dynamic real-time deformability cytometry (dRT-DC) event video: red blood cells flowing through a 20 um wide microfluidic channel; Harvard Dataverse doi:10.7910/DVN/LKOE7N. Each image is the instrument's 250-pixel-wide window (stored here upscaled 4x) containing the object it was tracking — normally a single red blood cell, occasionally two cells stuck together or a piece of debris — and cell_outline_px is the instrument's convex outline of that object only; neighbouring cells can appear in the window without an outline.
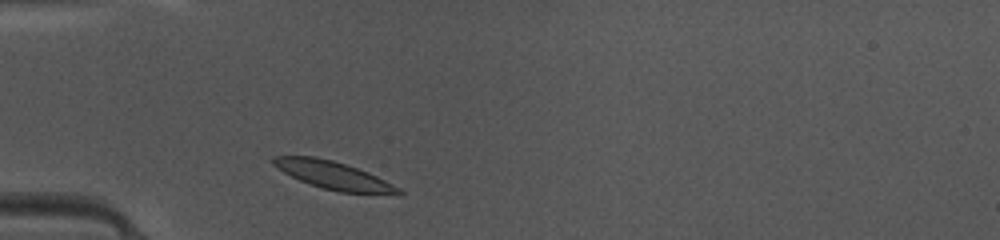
{"species": "common noctule bat (a hibernating species)", "species_latin": "Nyctalus noctula", "temperature_condition": "warm", "stored_images_in_passage": 35, "camera_frame_rate_fps": 3000, "um_per_image_px": 0.085, "animal": {"sex": "female", "body_mass_g": 10.0, "forearm_length_mm": 53.1}, "frame": {"image": 1, "passage_image": 1, "time_ms": 0.0, "image_size_px": [1000, 240], "cell_outline_px": [[404, 192], [340, 192], [324, 188], [300, 180], [284, 172], [272, 164], [272, 156], [316, 156], [332, 160], [368, 172], [400, 188]], "centroid_in_image_um": [28.23, 14.85], "position_along_channel_um": 56.8, "area_um2": 19.42}}
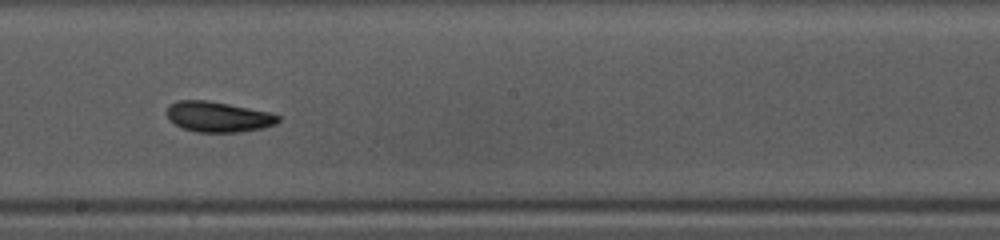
{"frame": {"image": 2, "passage_image": 14, "time_ms": 4.333, "image_size_px": [1000, 240], "cell_outline_px": [[280, 120], [276, 124], [264, 128], [240, 132], [196, 132], [180, 128], [168, 120], [168, 104], [176, 100], [208, 100], [272, 112], [280, 116]], "centroid_in_image_um": [18.55, 9.93], "position_along_channel_um": 229.7, "area_um2": 20.11}}
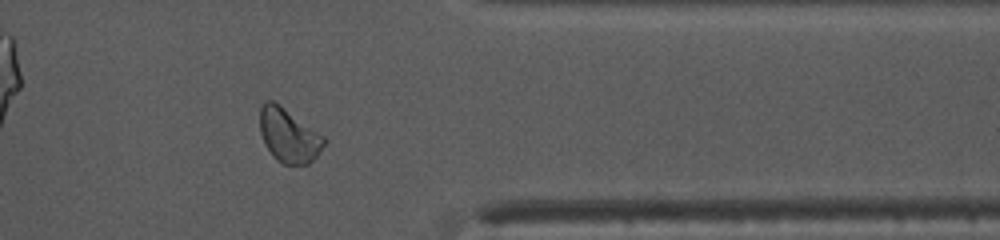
{"frame": {"image": 3, "passage_image": 26, "time_ms": 8.333, "image_size_px": [1000, 240], "cell_outline_px": [[328, 140], [320, 152], [308, 164], [284, 164], [276, 160], [272, 156], [264, 144], [260, 132], [260, 108], [264, 100], [272, 100], [280, 104], [324, 136]], "centroid_in_image_um": [24.53, 11.5], "position_along_channel_um": 386.9, "area_um2": 20.35}, "authors_computed_cell_mechanics": {"area_um2": 20.0566, "velocity_mm_per_s": 4.1532, "shape_relaxation_time_tau1_ms": 3.2484, "shape_relaxation_time_tau2_ms": 4.3899, "deformation_change_tau1": 0.102, "deformation_change_tau2": 0.0619}}